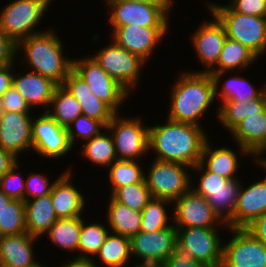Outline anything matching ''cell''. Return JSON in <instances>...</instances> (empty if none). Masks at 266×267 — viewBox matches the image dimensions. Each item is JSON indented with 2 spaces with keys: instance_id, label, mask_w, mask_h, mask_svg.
<instances>
[{
  "instance_id": "cell-15",
  "label": "cell",
  "mask_w": 266,
  "mask_h": 267,
  "mask_svg": "<svg viewBox=\"0 0 266 267\" xmlns=\"http://www.w3.org/2000/svg\"><path fill=\"white\" fill-rule=\"evenodd\" d=\"M176 245L177 231L175 226L154 232L140 231L130 238L131 257H137L141 264H161L171 258Z\"/></svg>"
},
{
  "instance_id": "cell-2",
  "label": "cell",
  "mask_w": 266,
  "mask_h": 267,
  "mask_svg": "<svg viewBox=\"0 0 266 267\" xmlns=\"http://www.w3.org/2000/svg\"><path fill=\"white\" fill-rule=\"evenodd\" d=\"M183 72L178 73L179 77L171 87L170 108L166 118L202 127L199 120L215 100L213 78L209 73Z\"/></svg>"
},
{
  "instance_id": "cell-46",
  "label": "cell",
  "mask_w": 266,
  "mask_h": 267,
  "mask_svg": "<svg viewBox=\"0 0 266 267\" xmlns=\"http://www.w3.org/2000/svg\"><path fill=\"white\" fill-rule=\"evenodd\" d=\"M228 3L227 5L235 12L266 17V0H231Z\"/></svg>"
},
{
  "instance_id": "cell-38",
  "label": "cell",
  "mask_w": 266,
  "mask_h": 267,
  "mask_svg": "<svg viewBox=\"0 0 266 267\" xmlns=\"http://www.w3.org/2000/svg\"><path fill=\"white\" fill-rule=\"evenodd\" d=\"M169 205H173L172 201L152 197L141 211L142 221L140 231L154 232L169 226H174V224H172L173 221L171 220L173 217H169V213L166 209ZM169 220H171V223Z\"/></svg>"
},
{
  "instance_id": "cell-32",
  "label": "cell",
  "mask_w": 266,
  "mask_h": 267,
  "mask_svg": "<svg viewBox=\"0 0 266 267\" xmlns=\"http://www.w3.org/2000/svg\"><path fill=\"white\" fill-rule=\"evenodd\" d=\"M81 223L82 216L58 218L46 233L47 237L59 249L77 254Z\"/></svg>"
},
{
  "instance_id": "cell-27",
  "label": "cell",
  "mask_w": 266,
  "mask_h": 267,
  "mask_svg": "<svg viewBox=\"0 0 266 267\" xmlns=\"http://www.w3.org/2000/svg\"><path fill=\"white\" fill-rule=\"evenodd\" d=\"M209 139L210 137L207 139L204 145L201 154L200 164L206 170L219 174L224 178H237L238 175H236V173L238 172L240 162L236 151L234 152L231 148L226 146L213 147V144L210 142Z\"/></svg>"
},
{
  "instance_id": "cell-50",
  "label": "cell",
  "mask_w": 266,
  "mask_h": 267,
  "mask_svg": "<svg viewBox=\"0 0 266 267\" xmlns=\"http://www.w3.org/2000/svg\"><path fill=\"white\" fill-rule=\"evenodd\" d=\"M9 64L3 67H0V97L12 86L13 84V75L14 68H17L16 65Z\"/></svg>"
},
{
  "instance_id": "cell-54",
  "label": "cell",
  "mask_w": 266,
  "mask_h": 267,
  "mask_svg": "<svg viewBox=\"0 0 266 267\" xmlns=\"http://www.w3.org/2000/svg\"><path fill=\"white\" fill-rule=\"evenodd\" d=\"M11 200L12 199L9 196L0 191V214L3 212L5 206H7Z\"/></svg>"
},
{
  "instance_id": "cell-26",
  "label": "cell",
  "mask_w": 266,
  "mask_h": 267,
  "mask_svg": "<svg viewBox=\"0 0 266 267\" xmlns=\"http://www.w3.org/2000/svg\"><path fill=\"white\" fill-rule=\"evenodd\" d=\"M26 232L38 239L44 237L58 219L53 208L51 195L24 201Z\"/></svg>"
},
{
  "instance_id": "cell-28",
  "label": "cell",
  "mask_w": 266,
  "mask_h": 267,
  "mask_svg": "<svg viewBox=\"0 0 266 267\" xmlns=\"http://www.w3.org/2000/svg\"><path fill=\"white\" fill-rule=\"evenodd\" d=\"M238 178L229 179L222 188L217 190H193L206 198L215 213L224 223H227L234 214L241 183Z\"/></svg>"
},
{
  "instance_id": "cell-56",
  "label": "cell",
  "mask_w": 266,
  "mask_h": 267,
  "mask_svg": "<svg viewBox=\"0 0 266 267\" xmlns=\"http://www.w3.org/2000/svg\"><path fill=\"white\" fill-rule=\"evenodd\" d=\"M263 159L261 160L265 165H266V157H265V154L263 155Z\"/></svg>"
},
{
  "instance_id": "cell-7",
  "label": "cell",
  "mask_w": 266,
  "mask_h": 267,
  "mask_svg": "<svg viewBox=\"0 0 266 267\" xmlns=\"http://www.w3.org/2000/svg\"><path fill=\"white\" fill-rule=\"evenodd\" d=\"M191 167L153 159L145 174L147 187L153 198L174 201L191 189Z\"/></svg>"
},
{
  "instance_id": "cell-25",
  "label": "cell",
  "mask_w": 266,
  "mask_h": 267,
  "mask_svg": "<svg viewBox=\"0 0 266 267\" xmlns=\"http://www.w3.org/2000/svg\"><path fill=\"white\" fill-rule=\"evenodd\" d=\"M226 73H231V76L222 81ZM209 74L212 76L214 81L215 99L218 100L220 98L219 100H221V103L228 100L244 102L257 97H266V83L261 86L262 88L259 89L258 87L257 89L256 86H254L253 83H250L247 78H244V76H232V71ZM220 82L224 83L220 86Z\"/></svg>"
},
{
  "instance_id": "cell-37",
  "label": "cell",
  "mask_w": 266,
  "mask_h": 267,
  "mask_svg": "<svg viewBox=\"0 0 266 267\" xmlns=\"http://www.w3.org/2000/svg\"><path fill=\"white\" fill-rule=\"evenodd\" d=\"M140 161L116 160L107 169L110 182V196L119 188L125 185L140 183L145 180L143 167ZM143 169V170H142Z\"/></svg>"
},
{
  "instance_id": "cell-31",
  "label": "cell",
  "mask_w": 266,
  "mask_h": 267,
  "mask_svg": "<svg viewBox=\"0 0 266 267\" xmlns=\"http://www.w3.org/2000/svg\"><path fill=\"white\" fill-rule=\"evenodd\" d=\"M220 105V108L216 111V116L224 129L230 132L249 115L262 112L266 108V97H257L244 102L228 100Z\"/></svg>"
},
{
  "instance_id": "cell-44",
  "label": "cell",
  "mask_w": 266,
  "mask_h": 267,
  "mask_svg": "<svg viewBox=\"0 0 266 267\" xmlns=\"http://www.w3.org/2000/svg\"><path fill=\"white\" fill-rule=\"evenodd\" d=\"M31 110L13 85L0 97V112L31 113Z\"/></svg>"
},
{
  "instance_id": "cell-14",
  "label": "cell",
  "mask_w": 266,
  "mask_h": 267,
  "mask_svg": "<svg viewBox=\"0 0 266 267\" xmlns=\"http://www.w3.org/2000/svg\"><path fill=\"white\" fill-rule=\"evenodd\" d=\"M31 131L33 152L43 159L64 158L73 150L67 128L60 126L47 112L33 117Z\"/></svg>"
},
{
  "instance_id": "cell-39",
  "label": "cell",
  "mask_w": 266,
  "mask_h": 267,
  "mask_svg": "<svg viewBox=\"0 0 266 267\" xmlns=\"http://www.w3.org/2000/svg\"><path fill=\"white\" fill-rule=\"evenodd\" d=\"M26 233L25 203L11 200L0 214V237Z\"/></svg>"
},
{
  "instance_id": "cell-16",
  "label": "cell",
  "mask_w": 266,
  "mask_h": 267,
  "mask_svg": "<svg viewBox=\"0 0 266 267\" xmlns=\"http://www.w3.org/2000/svg\"><path fill=\"white\" fill-rule=\"evenodd\" d=\"M213 19L206 20L196 28V31L191 35V43L198 55V61H201L204 70L192 71L193 73H210L216 66L219 55L223 48L224 42L227 39V34L223 23L218 17L212 13Z\"/></svg>"
},
{
  "instance_id": "cell-3",
  "label": "cell",
  "mask_w": 266,
  "mask_h": 267,
  "mask_svg": "<svg viewBox=\"0 0 266 267\" xmlns=\"http://www.w3.org/2000/svg\"><path fill=\"white\" fill-rule=\"evenodd\" d=\"M57 35L54 29L50 28L27 37L17 44V53H22L24 50V58L19 66L26 64L27 70L30 69L31 72L47 77L58 85H63L73 69V59L67 55L64 56V44Z\"/></svg>"
},
{
  "instance_id": "cell-5",
  "label": "cell",
  "mask_w": 266,
  "mask_h": 267,
  "mask_svg": "<svg viewBox=\"0 0 266 267\" xmlns=\"http://www.w3.org/2000/svg\"><path fill=\"white\" fill-rule=\"evenodd\" d=\"M53 0H13L0 10V31L16 44L34 34Z\"/></svg>"
},
{
  "instance_id": "cell-49",
  "label": "cell",
  "mask_w": 266,
  "mask_h": 267,
  "mask_svg": "<svg viewBox=\"0 0 266 267\" xmlns=\"http://www.w3.org/2000/svg\"><path fill=\"white\" fill-rule=\"evenodd\" d=\"M245 229L266 246V212L256 218Z\"/></svg>"
},
{
  "instance_id": "cell-6",
  "label": "cell",
  "mask_w": 266,
  "mask_h": 267,
  "mask_svg": "<svg viewBox=\"0 0 266 267\" xmlns=\"http://www.w3.org/2000/svg\"><path fill=\"white\" fill-rule=\"evenodd\" d=\"M139 117L126 118L116 114L106 129L112 136L117 160L141 161L149 152V125ZM141 159V160H140Z\"/></svg>"
},
{
  "instance_id": "cell-12",
  "label": "cell",
  "mask_w": 266,
  "mask_h": 267,
  "mask_svg": "<svg viewBox=\"0 0 266 267\" xmlns=\"http://www.w3.org/2000/svg\"><path fill=\"white\" fill-rule=\"evenodd\" d=\"M173 224L176 228L203 227L228 230V226L215 213L205 197L192 189L173 202ZM217 225V226H216Z\"/></svg>"
},
{
  "instance_id": "cell-43",
  "label": "cell",
  "mask_w": 266,
  "mask_h": 267,
  "mask_svg": "<svg viewBox=\"0 0 266 267\" xmlns=\"http://www.w3.org/2000/svg\"><path fill=\"white\" fill-rule=\"evenodd\" d=\"M46 173L32 172L25 179V201L37 197L46 196L51 193L54 184Z\"/></svg>"
},
{
  "instance_id": "cell-42",
  "label": "cell",
  "mask_w": 266,
  "mask_h": 267,
  "mask_svg": "<svg viewBox=\"0 0 266 267\" xmlns=\"http://www.w3.org/2000/svg\"><path fill=\"white\" fill-rule=\"evenodd\" d=\"M19 160L0 178V191L12 200L25 201V178L17 172Z\"/></svg>"
},
{
  "instance_id": "cell-57",
  "label": "cell",
  "mask_w": 266,
  "mask_h": 267,
  "mask_svg": "<svg viewBox=\"0 0 266 267\" xmlns=\"http://www.w3.org/2000/svg\"><path fill=\"white\" fill-rule=\"evenodd\" d=\"M36 267H47L45 265H42L41 263L39 265H37Z\"/></svg>"
},
{
  "instance_id": "cell-8",
  "label": "cell",
  "mask_w": 266,
  "mask_h": 267,
  "mask_svg": "<svg viewBox=\"0 0 266 267\" xmlns=\"http://www.w3.org/2000/svg\"><path fill=\"white\" fill-rule=\"evenodd\" d=\"M73 70L89 85L91 91L116 114L129 97L130 92L113 79L89 54L88 57L73 59Z\"/></svg>"
},
{
  "instance_id": "cell-45",
  "label": "cell",
  "mask_w": 266,
  "mask_h": 267,
  "mask_svg": "<svg viewBox=\"0 0 266 267\" xmlns=\"http://www.w3.org/2000/svg\"><path fill=\"white\" fill-rule=\"evenodd\" d=\"M191 170H193V172L197 171L198 175H200L199 172L201 173L199 176L200 178L197 179L199 181L198 184L196 186L193 184L191 185L192 190H217L222 188L229 180L219 174L206 170L200 163L194 166Z\"/></svg>"
},
{
  "instance_id": "cell-52",
  "label": "cell",
  "mask_w": 266,
  "mask_h": 267,
  "mask_svg": "<svg viewBox=\"0 0 266 267\" xmlns=\"http://www.w3.org/2000/svg\"><path fill=\"white\" fill-rule=\"evenodd\" d=\"M61 267H101L102 265L97 264L96 260H92V259H85V258H73L72 260H69V262L67 261V264L64 263L61 264ZM60 267V266H59Z\"/></svg>"
},
{
  "instance_id": "cell-40",
  "label": "cell",
  "mask_w": 266,
  "mask_h": 267,
  "mask_svg": "<svg viewBox=\"0 0 266 267\" xmlns=\"http://www.w3.org/2000/svg\"><path fill=\"white\" fill-rule=\"evenodd\" d=\"M111 197L135 211H142L152 199L145 180L140 183L119 187Z\"/></svg>"
},
{
  "instance_id": "cell-24",
  "label": "cell",
  "mask_w": 266,
  "mask_h": 267,
  "mask_svg": "<svg viewBox=\"0 0 266 267\" xmlns=\"http://www.w3.org/2000/svg\"><path fill=\"white\" fill-rule=\"evenodd\" d=\"M13 75V86L18 93L25 99L30 108L33 106H44L45 112L49 109L54 91L58 86L53 80L38 73L27 72L23 75ZM18 75V76H17Z\"/></svg>"
},
{
  "instance_id": "cell-53",
  "label": "cell",
  "mask_w": 266,
  "mask_h": 267,
  "mask_svg": "<svg viewBox=\"0 0 266 267\" xmlns=\"http://www.w3.org/2000/svg\"><path fill=\"white\" fill-rule=\"evenodd\" d=\"M135 2L162 5L170 14L173 11L174 0H131Z\"/></svg>"
},
{
  "instance_id": "cell-30",
  "label": "cell",
  "mask_w": 266,
  "mask_h": 267,
  "mask_svg": "<svg viewBox=\"0 0 266 267\" xmlns=\"http://www.w3.org/2000/svg\"><path fill=\"white\" fill-rule=\"evenodd\" d=\"M258 57L240 42L227 37L219 55L217 66L210 73L234 72L248 69ZM252 63V64H251Z\"/></svg>"
},
{
  "instance_id": "cell-17",
  "label": "cell",
  "mask_w": 266,
  "mask_h": 267,
  "mask_svg": "<svg viewBox=\"0 0 266 267\" xmlns=\"http://www.w3.org/2000/svg\"><path fill=\"white\" fill-rule=\"evenodd\" d=\"M112 40L122 48H125L142 60L150 61L154 50L163 37L168 33L169 28H147L138 25L122 27H111Z\"/></svg>"
},
{
  "instance_id": "cell-4",
  "label": "cell",
  "mask_w": 266,
  "mask_h": 267,
  "mask_svg": "<svg viewBox=\"0 0 266 267\" xmlns=\"http://www.w3.org/2000/svg\"><path fill=\"white\" fill-rule=\"evenodd\" d=\"M205 4L223 23L228 38L240 42L258 58L266 52V17L241 14L227 4Z\"/></svg>"
},
{
  "instance_id": "cell-51",
  "label": "cell",
  "mask_w": 266,
  "mask_h": 267,
  "mask_svg": "<svg viewBox=\"0 0 266 267\" xmlns=\"http://www.w3.org/2000/svg\"><path fill=\"white\" fill-rule=\"evenodd\" d=\"M18 161L10 151L0 147V178Z\"/></svg>"
},
{
  "instance_id": "cell-55",
  "label": "cell",
  "mask_w": 266,
  "mask_h": 267,
  "mask_svg": "<svg viewBox=\"0 0 266 267\" xmlns=\"http://www.w3.org/2000/svg\"><path fill=\"white\" fill-rule=\"evenodd\" d=\"M137 265H133V267H161V264H151V263H144V264H141V263H136Z\"/></svg>"
},
{
  "instance_id": "cell-48",
  "label": "cell",
  "mask_w": 266,
  "mask_h": 267,
  "mask_svg": "<svg viewBox=\"0 0 266 267\" xmlns=\"http://www.w3.org/2000/svg\"><path fill=\"white\" fill-rule=\"evenodd\" d=\"M17 55V44L0 31V67L15 63Z\"/></svg>"
},
{
  "instance_id": "cell-33",
  "label": "cell",
  "mask_w": 266,
  "mask_h": 267,
  "mask_svg": "<svg viewBox=\"0 0 266 267\" xmlns=\"http://www.w3.org/2000/svg\"><path fill=\"white\" fill-rule=\"evenodd\" d=\"M82 144L83 146L80 154L87 161L100 166L99 168L104 167L107 169L117 160L114 142L107 129Z\"/></svg>"
},
{
  "instance_id": "cell-36",
  "label": "cell",
  "mask_w": 266,
  "mask_h": 267,
  "mask_svg": "<svg viewBox=\"0 0 266 267\" xmlns=\"http://www.w3.org/2000/svg\"><path fill=\"white\" fill-rule=\"evenodd\" d=\"M110 229L100 222H85L82 216L80 238L78 244V258L92 259L105 242Z\"/></svg>"
},
{
  "instance_id": "cell-29",
  "label": "cell",
  "mask_w": 266,
  "mask_h": 267,
  "mask_svg": "<svg viewBox=\"0 0 266 267\" xmlns=\"http://www.w3.org/2000/svg\"><path fill=\"white\" fill-rule=\"evenodd\" d=\"M107 206L106 223L110 232L120 234L126 237H133L140 232L142 221L141 211H135L131 208L115 201L111 196Z\"/></svg>"
},
{
  "instance_id": "cell-20",
  "label": "cell",
  "mask_w": 266,
  "mask_h": 267,
  "mask_svg": "<svg viewBox=\"0 0 266 267\" xmlns=\"http://www.w3.org/2000/svg\"><path fill=\"white\" fill-rule=\"evenodd\" d=\"M31 114L0 112V147L18 159L25 150H32Z\"/></svg>"
},
{
  "instance_id": "cell-22",
  "label": "cell",
  "mask_w": 266,
  "mask_h": 267,
  "mask_svg": "<svg viewBox=\"0 0 266 267\" xmlns=\"http://www.w3.org/2000/svg\"><path fill=\"white\" fill-rule=\"evenodd\" d=\"M63 85L81 106L82 115L99 120L105 127L116 113L101 101L90 89L85 80L73 69L69 72Z\"/></svg>"
},
{
  "instance_id": "cell-9",
  "label": "cell",
  "mask_w": 266,
  "mask_h": 267,
  "mask_svg": "<svg viewBox=\"0 0 266 267\" xmlns=\"http://www.w3.org/2000/svg\"><path fill=\"white\" fill-rule=\"evenodd\" d=\"M91 56L130 93L138 87L142 68L146 64L139 56L117 45L113 40Z\"/></svg>"
},
{
  "instance_id": "cell-41",
  "label": "cell",
  "mask_w": 266,
  "mask_h": 267,
  "mask_svg": "<svg viewBox=\"0 0 266 267\" xmlns=\"http://www.w3.org/2000/svg\"><path fill=\"white\" fill-rule=\"evenodd\" d=\"M105 129L106 127L99 120L80 115L67 127L69 142L74 147L77 145L75 143L77 138L82 139L83 143L99 135Z\"/></svg>"
},
{
  "instance_id": "cell-18",
  "label": "cell",
  "mask_w": 266,
  "mask_h": 267,
  "mask_svg": "<svg viewBox=\"0 0 266 267\" xmlns=\"http://www.w3.org/2000/svg\"><path fill=\"white\" fill-rule=\"evenodd\" d=\"M256 164L266 172V165L262 161ZM259 179L246 188L241 184L233 217L226 223L229 229L246 228L266 212V177Z\"/></svg>"
},
{
  "instance_id": "cell-47",
  "label": "cell",
  "mask_w": 266,
  "mask_h": 267,
  "mask_svg": "<svg viewBox=\"0 0 266 267\" xmlns=\"http://www.w3.org/2000/svg\"><path fill=\"white\" fill-rule=\"evenodd\" d=\"M161 267H210L205 263L193 260L192 256L176 245L169 260L161 263Z\"/></svg>"
},
{
  "instance_id": "cell-21",
  "label": "cell",
  "mask_w": 266,
  "mask_h": 267,
  "mask_svg": "<svg viewBox=\"0 0 266 267\" xmlns=\"http://www.w3.org/2000/svg\"><path fill=\"white\" fill-rule=\"evenodd\" d=\"M71 169L65 170L55 179L51 189V200L57 218L83 216L86 197L72 183Z\"/></svg>"
},
{
  "instance_id": "cell-35",
  "label": "cell",
  "mask_w": 266,
  "mask_h": 267,
  "mask_svg": "<svg viewBox=\"0 0 266 267\" xmlns=\"http://www.w3.org/2000/svg\"><path fill=\"white\" fill-rule=\"evenodd\" d=\"M99 259L106 267H125L131 259L130 238L109 232L98 254L93 259Z\"/></svg>"
},
{
  "instance_id": "cell-1",
  "label": "cell",
  "mask_w": 266,
  "mask_h": 267,
  "mask_svg": "<svg viewBox=\"0 0 266 267\" xmlns=\"http://www.w3.org/2000/svg\"><path fill=\"white\" fill-rule=\"evenodd\" d=\"M166 119L162 125L149 126V153L154 152V159L193 168L200 163L208 133L203 127Z\"/></svg>"
},
{
  "instance_id": "cell-23",
  "label": "cell",
  "mask_w": 266,
  "mask_h": 267,
  "mask_svg": "<svg viewBox=\"0 0 266 267\" xmlns=\"http://www.w3.org/2000/svg\"><path fill=\"white\" fill-rule=\"evenodd\" d=\"M38 238L26 233L0 237V258L3 267H36L40 262L34 254Z\"/></svg>"
},
{
  "instance_id": "cell-19",
  "label": "cell",
  "mask_w": 266,
  "mask_h": 267,
  "mask_svg": "<svg viewBox=\"0 0 266 267\" xmlns=\"http://www.w3.org/2000/svg\"><path fill=\"white\" fill-rule=\"evenodd\" d=\"M233 141L242 156H251L255 165L266 153V108L257 114H251L239 122L231 131Z\"/></svg>"
},
{
  "instance_id": "cell-34",
  "label": "cell",
  "mask_w": 266,
  "mask_h": 267,
  "mask_svg": "<svg viewBox=\"0 0 266 267\" xmlns=\"http://www.w3.org/2000/svg\"><path fill=\"white\" fill-rule=\"evenodd\" d=\"M51 107V109H50ZM60 126L67 128L82 115L81 106L64 85H58L46 111Z\"/></svg>"
},
{
  "instance_id": "cell-10",
  "label": "cell",
  "mask_w": 266,
  "mask_h": 267,
  "mask_svg": "<svg viewBox=\"0 0 266 267\" xmlns=\"http://www.w3.org/2000/svg\"><path fill=\"white\" fill-rule=\"evenodd\" d=\"M111 27L138 25L147 28H169L170 13L162 6L131 0H111L107 3Z\"/></svg>"
},
{
  "instance_id": "cell-13",
  "label": "cell",
  "mask_w": 266,
  "mask_h": 267,
  "mask_svg": "<svg viewBox=\"0 0 266 267\" xmlns=\"http://www.w3.org/2000/svg\"><path fill=\"white\" fill-rule=\"evenodd\" d=\"M228 231L233 235L223 243L221 267H266L265 245L245 228Z\"/></svg>"
},
{
  "instance_id": "cell-11",
  "label": "cell",
  "mask_w": 266,
  "mask_h": 267,
  "mask_svg": "<svg viewBox=\"0 0 266 267\" xmlns=\"http://www.w3.org/2000/svg\"><path fill=\"white\" fill-rule=\"evenodd\" d=\"M177 245L189 253L193 260L210 267H221L223 239L218 228H176Z\"/></svg>"
}]
</instances>
